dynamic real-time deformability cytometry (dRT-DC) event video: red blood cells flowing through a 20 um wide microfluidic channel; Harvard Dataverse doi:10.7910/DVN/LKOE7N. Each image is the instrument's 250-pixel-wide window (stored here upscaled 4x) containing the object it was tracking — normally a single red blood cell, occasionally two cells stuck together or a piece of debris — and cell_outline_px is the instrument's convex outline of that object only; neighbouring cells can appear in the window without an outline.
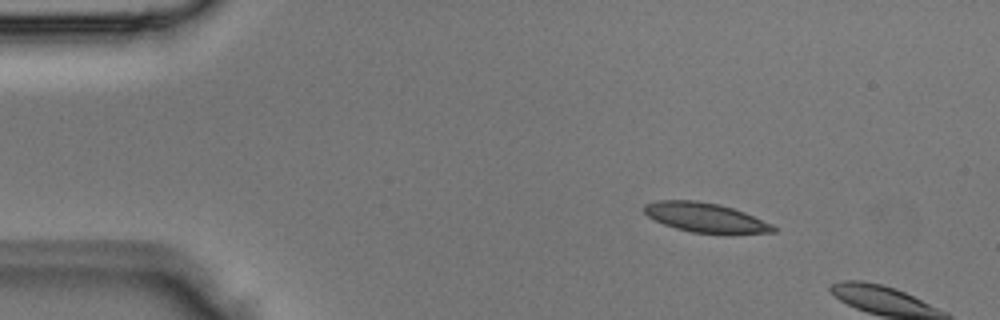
{"species": "Egyptian fruit bat (a non-hibernating species)", "species_latin": "Rousettus aegyptiacus", "temperature_condition": "room temperature", "stored_images_in_passage": 2, "camera_frame_rate_fps": 3000, "um_per_image_px": 0.085, "animal": {"sex": "male"}, "frame": {"image": 1, "passage_image": 1, "time_ms": 0.0, "image_size_px": [1000, 320], "cell_outline_px": [[776, 232], [692, 232], [676, 228], [664, 224], [648, 216], [644, 212], [644, 204], [656, 200], [696, 200], [720, 204], [744, 212], [772, 224], [776, 228]], "centroid_in_image_um": [59.9, 18.45], "position_along_channel_um": 25.1, "area_um2": 21.56}}